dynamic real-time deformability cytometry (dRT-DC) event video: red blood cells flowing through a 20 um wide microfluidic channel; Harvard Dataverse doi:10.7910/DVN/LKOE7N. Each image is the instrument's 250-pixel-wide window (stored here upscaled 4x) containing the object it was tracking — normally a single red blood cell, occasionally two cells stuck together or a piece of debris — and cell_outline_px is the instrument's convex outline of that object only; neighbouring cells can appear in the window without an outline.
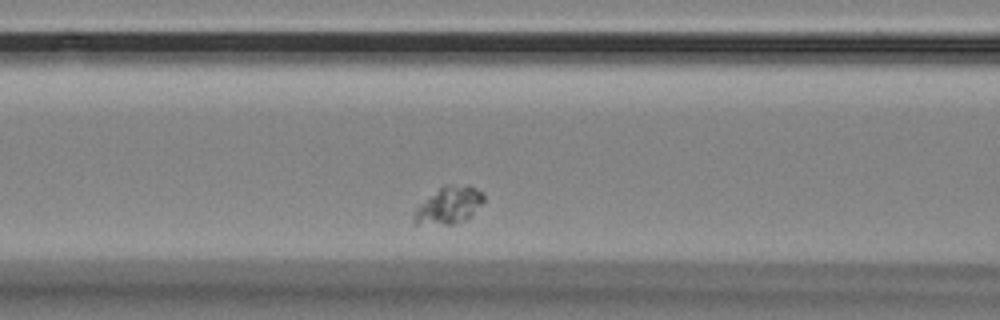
{"species": "Egyptian fruit bat (a non-hibernating species)", "species_latin": "Rousettus aegyptiacus", "temperature_condition": "room temperature", "stored_images_in_passage": 36, "camera_frame_rate_fps": 3000, "um_per_image_px": 0.085, "animal": {"sex": "female"}, "frame": {"image": 1, "passage_image": 9, "time_ms": 2.667, "image_size_px": [1000, 320], "cell_outline_px": [[484, 200], [472, 216], [468, 220], [452, 224], [412, 224], [412, 216], [416, 208], [428, 196], [440, 188], [468, 184], [476, 188], [484, 196]], "centroid_in_image_um": [38.14, 17.49], "position_along_channel_um": 128.5, "area_um2": 14.97}}
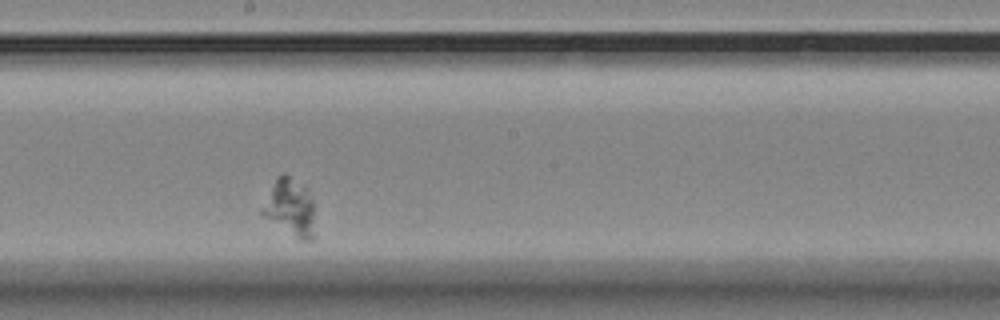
{"frame": {"image": 2, "passage_image": 18, "time_ms": 5.667, "image_size_px": [1000, 320], "cell_outline_px": [[316, 240], [300, 240], [264, 216], [260, 212], [260, 208], [276, 176], [284, 172], [308, 188], [312, 196], [316, 236]], "centroid_in_image_um": [24.7, 17.62], "position_along_channel_um": 223.5, "area_um2": 17.98}}
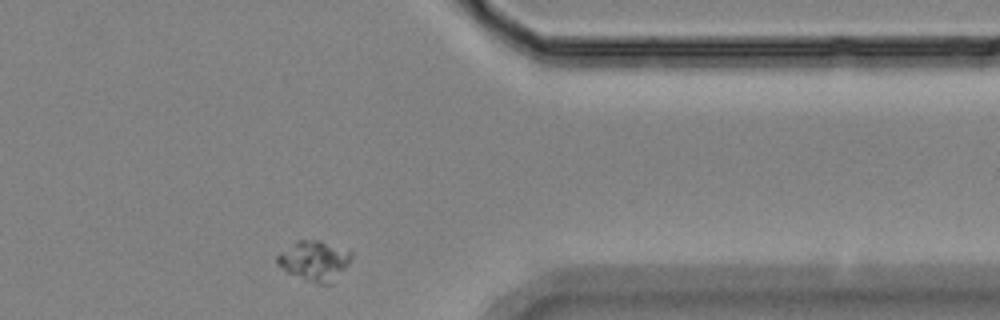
{"frame": {"image": 3, "passage_image": 34, "time_ms": 11.0, "image_size_px": [1000, 320], "cell_outline_px": [[352, 256], [348, 264], [332, 284], [320, 284], [304, 280], [288, 272], [276, 264], [276, 256], [280, 252], [296, 240], [320, 240], [352, 252]], "centroid_in_image_um": [26.7, 22.16], "position_along_channel_um": 384.7, "area_um2": 17.28}}